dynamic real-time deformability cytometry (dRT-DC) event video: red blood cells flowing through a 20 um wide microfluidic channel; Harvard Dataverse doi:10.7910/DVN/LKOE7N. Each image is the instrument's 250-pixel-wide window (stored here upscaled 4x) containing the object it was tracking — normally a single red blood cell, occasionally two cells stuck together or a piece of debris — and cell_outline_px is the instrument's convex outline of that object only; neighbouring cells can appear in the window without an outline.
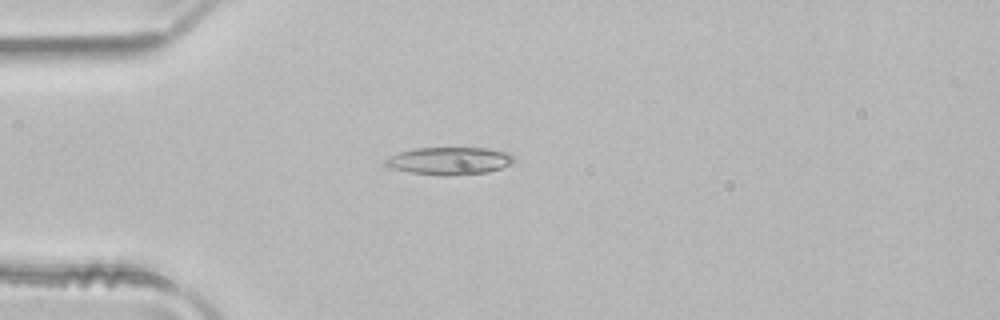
{"species": "common noctule bat (a hibernating species)", "species_latin": "Nyctalus noctula", "temperature_condition": "room temperature", "stored_images_in_passage": 2, "camera_frame_rate_fps": 3000, "um_per_image_px": 0.085, "animal": {"sex": "male", "body_mass_g": 21.5, "forearm_length_mm": 52.0}, "frame": {"image": 1, "passage_image": 2, "time_ms": 0.333, "image_size_px": [1000, 320], "cell_outline_px": [[516, 160], [512, 164], [488, 172], [452, 176], [444, 176], [412, 172], [392, 168], [384, 164], [384, 160], [400, 152], [416, 148], [488, 148], [508, 152], [516, 156]], "centroid_in_image_um": [38.28, 13.67], "position_along_channel_um": 46.7, "area_um2": 20.69}}